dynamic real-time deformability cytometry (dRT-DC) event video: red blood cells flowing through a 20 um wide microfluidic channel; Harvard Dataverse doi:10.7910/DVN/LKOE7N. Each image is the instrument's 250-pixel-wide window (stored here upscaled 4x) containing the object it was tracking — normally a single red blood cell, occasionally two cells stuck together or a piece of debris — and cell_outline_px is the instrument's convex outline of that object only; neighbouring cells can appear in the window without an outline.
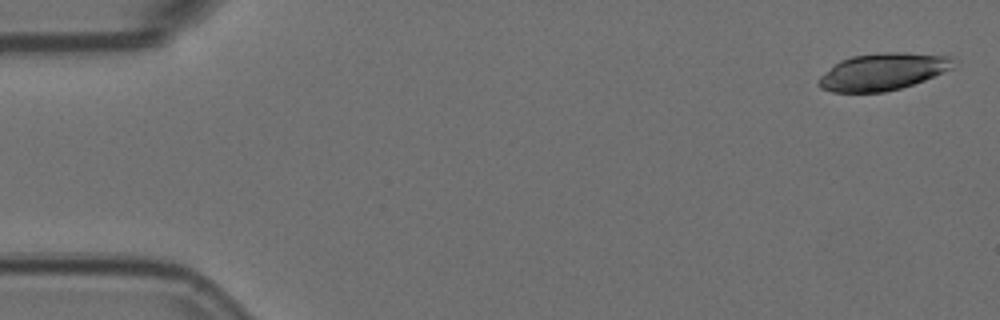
{"species": "Egyptian fruit bat (a non-hibernating species)", "species_latin": "Rousettus aegyptiacus", "temperature_condition": "room temperature", "stored_images_in_passage": 5, "camera_frame_rate_fps": 3000, "um_per_image_px": 0.085, "animal": {"sex": "female"}, "frame": {"image": 1, "passage_image": 1, "time_ms": 0.0, "image_size_px": [1000, 320], "cell_outline_px": [[956, 60], [952, 68], [924, 80], [900, 88], [884, 92], [832, 92], [820, 88], [816, 84], [816, 80], [820, 76], [840, 60], [852, 56], [884, 52], [904, 52], [952, 56]], "centroid_in_image_um": [75.02, 6.09], "position_along_channel_um": 10.0, "area_um2": 29.13}}